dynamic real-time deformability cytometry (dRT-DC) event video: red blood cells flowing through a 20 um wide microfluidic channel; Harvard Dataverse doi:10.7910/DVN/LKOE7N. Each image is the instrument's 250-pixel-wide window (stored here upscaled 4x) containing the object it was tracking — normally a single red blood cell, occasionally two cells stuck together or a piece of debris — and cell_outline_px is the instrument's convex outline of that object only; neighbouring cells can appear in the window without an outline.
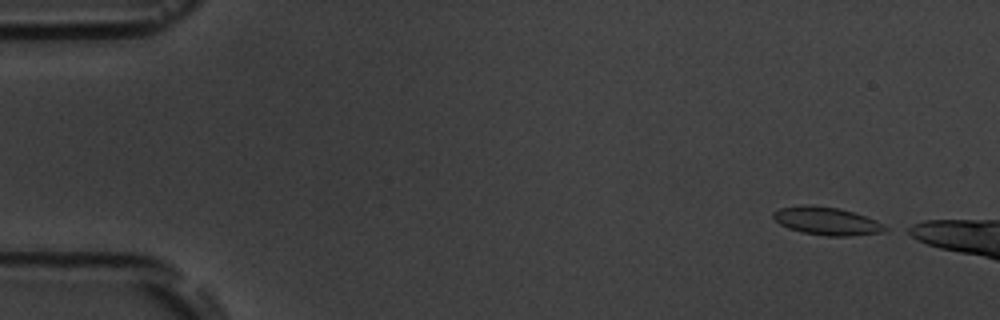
{"species": "common noctule bat (a hibernating species)", "species_latin": "Nyctalus noctula", "temperature_condition": "room temperature", "stored_images_in_passage": 3, "camera_frame_rate_fps": 3000, "um_per_image_px": 0.085, "animal": {"sex": "male", "body_mass_g": 19.5, "forearm_length_mm": 54.6}, "frame": {"image": 1, "passage_image": 1, "time_ms": 0.0, "image_size_px": [1000, 320], "cell_outline_px": [[892, 228], [888, 232], [848, 236], [828, 236], [804, 232], [788, 228], [780, 224], [772, 216], [772, 212], [780, 208], [804, 204], [812, 204], [840, 208], [876, 220]], "centroid_in_image_um": [70.33, 18.78], "position_along_channel_um": 14.7, "area_um2": 18.44}}